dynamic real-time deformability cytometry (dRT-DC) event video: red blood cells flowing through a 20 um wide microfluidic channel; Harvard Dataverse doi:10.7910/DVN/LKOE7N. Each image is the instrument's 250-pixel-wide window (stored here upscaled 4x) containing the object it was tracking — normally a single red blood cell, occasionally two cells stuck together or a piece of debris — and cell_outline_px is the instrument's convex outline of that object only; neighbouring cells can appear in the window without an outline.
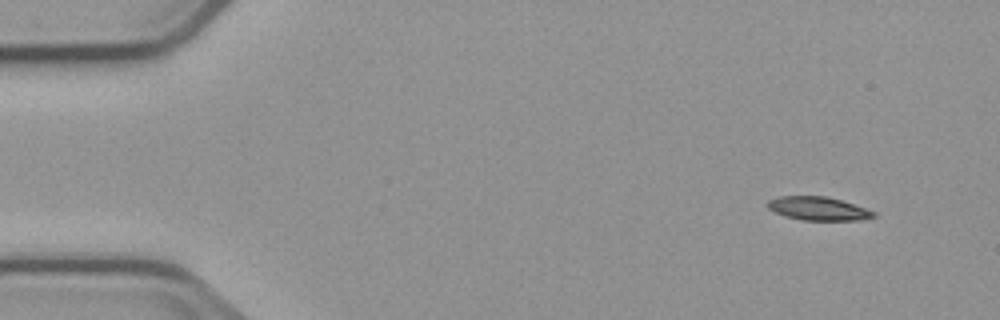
{"species": "common noctule bat (a hibernating species)", "species_latin": "Nyctalus noctula", "temperature_condition": "cold", "stored_images_in_passage": 5, "camera_frame_rate_fps": 3000, "um_per_image_px": 0.085, "animal": {"sex": "male", "body_mass_g": 23.1, "forearm_length_mm": 52.7}, "frame": {"image": 1, "passage_image": 1, "time_ms": 0.0, "image_size_px": [1000, 320], "cell_outline_px": [[876, 216], [860, 220], [800, 220], [784, 216], [768, 208], [764, 204], [768, 200], [776, 196], [828, 196], [876, 212]], "centroid_in_image_um": [69.49, 17.72], "position_along_channel_um": 15.5, "area_um2": 14.57}}
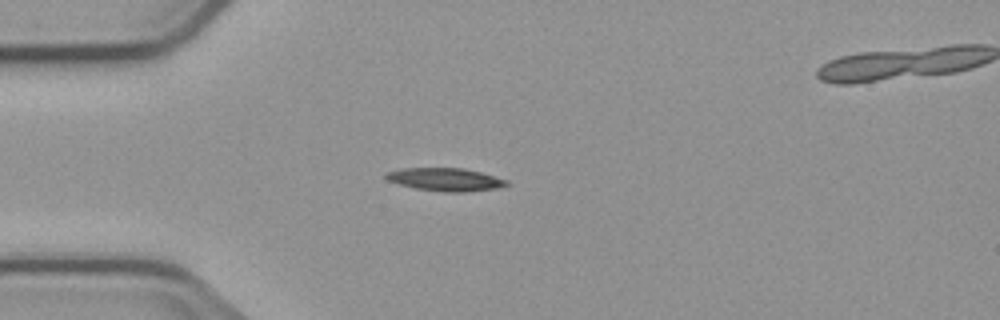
{"frame": {"image": 2, "passage_image": 4, "time_ms": 3.333, "image_size_px": [1000, 320], "cell_outline_px": [[512, 184], [496, 188], [464, 192], [444, 192], [416, 188], [396, 184], [388, 180], [384, 176], [384, 172], [400, 168], [464, 168], [480, 172], [508, 180]], "centroid_in_image_um": [37.83, 15.25], "position_along_channel_um": 47.2, "area_um2": 16.3}}